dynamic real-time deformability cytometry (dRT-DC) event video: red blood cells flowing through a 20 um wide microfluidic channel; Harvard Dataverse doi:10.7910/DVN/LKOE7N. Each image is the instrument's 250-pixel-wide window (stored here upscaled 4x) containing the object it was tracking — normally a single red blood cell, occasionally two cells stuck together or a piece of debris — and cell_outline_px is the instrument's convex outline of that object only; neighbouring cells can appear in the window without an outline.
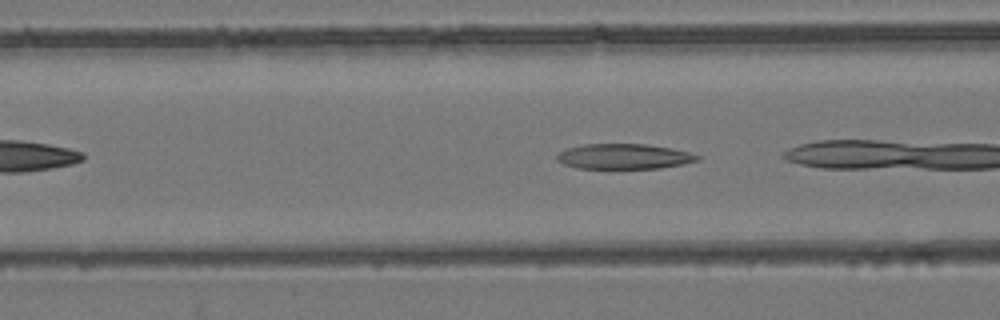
{"species": "common noctule bat (a hibernating species)", "species_latin": "Nyctalus noctula", "temperature_condition": "room temperature", "stored_images_in_passage": 12, "camera_frame_rate_fps": 3000, "um_per_image_px": 0.085, "animal": {"sex": "female", "body_mass_g": 24.6, "forearm_length_mm": 56.2}, "frame": {"image": 1, "passage_image": 9, "time_ms": 9.333, "image_size_px": [1000, 320], "cell_outline_px": [[700, 160], [684, 164], [660, 168], [576, 168], [564, 164], [556, 160], [556, 156], [560, 152], [568, 148], [584, 144], [644, 144], [668, 148], [688, 152], [700, 156]], "centroid_in_image_um": [53.03, 13.3], "position_along_channel_um": 113.6, "area_um2": 20.46}}